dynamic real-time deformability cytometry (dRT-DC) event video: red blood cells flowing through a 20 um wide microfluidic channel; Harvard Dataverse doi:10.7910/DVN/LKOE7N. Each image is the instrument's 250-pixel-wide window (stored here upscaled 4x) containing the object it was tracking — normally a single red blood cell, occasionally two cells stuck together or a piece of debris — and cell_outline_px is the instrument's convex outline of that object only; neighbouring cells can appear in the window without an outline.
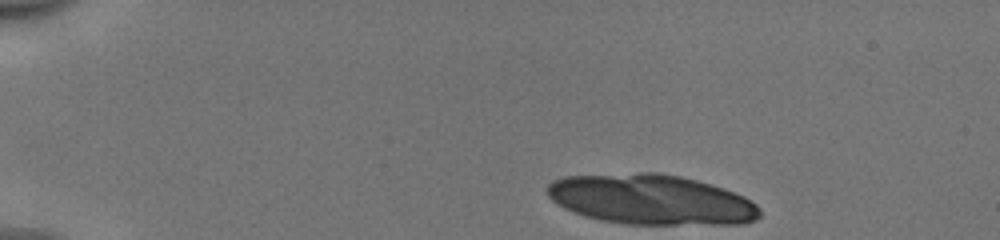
{"species": "human", "species_latin": "Homo sapiens", "temperature_condition": "cold", "stored_images_in_passage": 11, "camera_frame_rate_fps": 3000, "um_per_image_px": 0.085, "donor": {"sex": "male"}, "frame": {"image": 1, "passage_image": 1, "time_ms": 0.0, "image_size_px": [1000, 240], "cell_outline_px": [[760, 216], [756, 220], [744, 224], [628, 224], [600, 220], [584, 216], [564, 208], [552, 200], [548, 196], [548, 184], [552, 180], [564, 176], [640, 172], [656, 172], [680, 176], [712, 184], [724, 188], [744, 196], [756, 204], [760, 208]], "centroid_in_image_um": [55.36, 16.96], "position_along_channel_um": 29.6, "area_um2": 62.37}}